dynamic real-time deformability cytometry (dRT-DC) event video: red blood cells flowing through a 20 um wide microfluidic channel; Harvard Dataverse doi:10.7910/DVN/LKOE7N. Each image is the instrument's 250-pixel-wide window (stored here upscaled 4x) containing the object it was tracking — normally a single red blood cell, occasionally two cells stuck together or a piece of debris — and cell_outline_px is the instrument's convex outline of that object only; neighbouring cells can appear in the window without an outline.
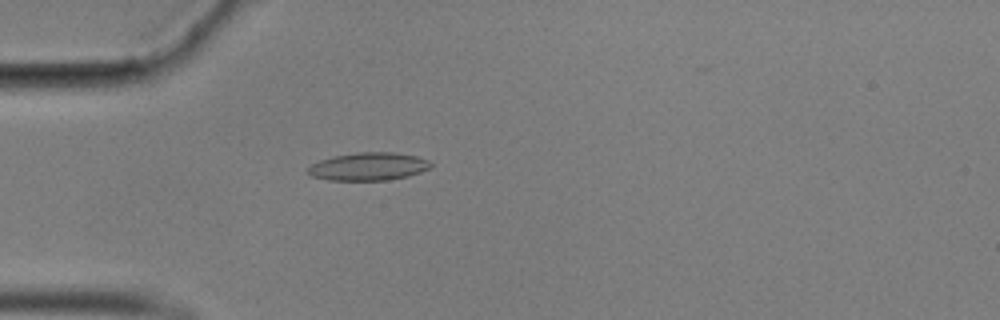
{"species": "common noctule bat (a hibernating species)", "species_latin": "Nyctalus noctula", "temperature_condition": "cold", "stored_images_in_passage": 54, "camera_frame_rate_fps": 3000, "um_per_image_px": 0.085, "animal": {"sex": "male", "body_mass_g": 17.9}, "frame": {"image": 1, "passage_image": 14, "time_ms": 4.333, "image_size_px": [1000, 320], "cell_outline_px": [[432, 168], [408, 176], [388, 180], [328, 180], [312, 176], [308, 172], [308, 168], [312, 164], [320, 160], [332, 156], [356, 152], [392, 152], [416, 156], [428, 160], [432, 164]], "centroid_in_image_um": [31.33, 14.15], "position_along_channel_um": 53.7, "area_um2": 20.0}}
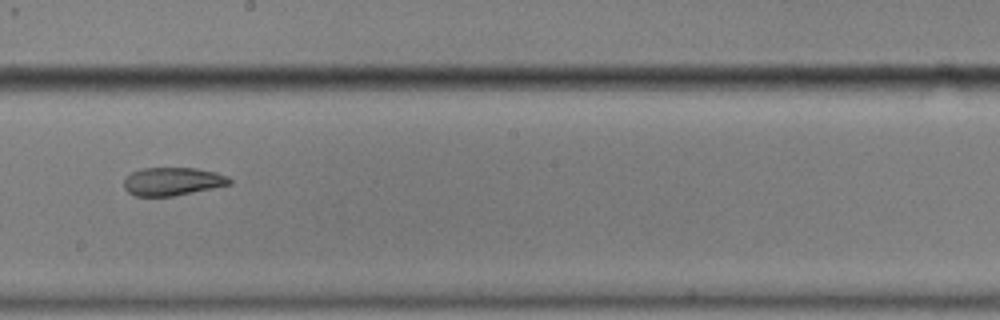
{"frame": {"image": 2, "passage_image": 30, "time_ms": 9.667, "image_size_px": [1000, 320], "cell_outline_px": [[232, 184], [172, 196], [136, 196], [128, 192], [124, 188], [124, 180], [132, 172], [144, 168], [196, 168], [216, 172], [228, 176], [232, 180]], "centroid_in_image_um": [14.68, 15.42], "position_along_channel_um": 233.5, "area_um2": 17.22}}
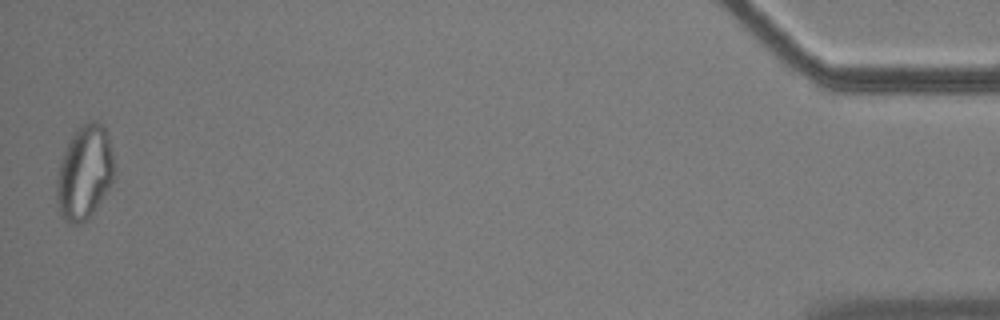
{"frame": {"image": 3, "passage_image": 54, "time_ms": 17.667, "image_size_px": [1000, 320], "cell_outline_px": [[116, 172], [112, 180], [88, 220], [80, 224], [68, 224], [60, 216], [56, 200], [56, 180], [60, 164], [64, 152], [72, 136], [84, 124], [92, 120], [96, 120], [104, 124]], "centroid_in_image_um": [7.16, 14.71], "position_along_channel_um": 428.0, "area_um2": 31.21}, "authors_computed_cell_mechanics": {"area_um2": 19.2185, "velocity_mm_per_s": 3.5174, "shape_relaxation_time_tau1_ms": null, "shape_relaxation_time_tau2_ms": 3.3406, "deformation_change_tau1": null, "deformation_change_tau2": 0.0857}}